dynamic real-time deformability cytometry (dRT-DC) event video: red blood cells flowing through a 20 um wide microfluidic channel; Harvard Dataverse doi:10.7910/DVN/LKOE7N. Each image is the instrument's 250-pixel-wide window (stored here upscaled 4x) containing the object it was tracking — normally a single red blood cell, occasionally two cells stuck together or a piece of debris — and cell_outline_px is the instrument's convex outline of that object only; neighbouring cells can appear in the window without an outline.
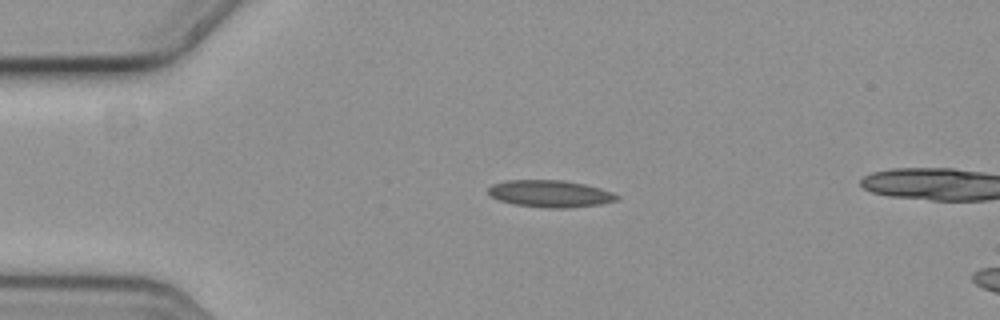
{"species": "common noctule bat (a hibernating species)", "species_latin": "Nyctalus noctula", "temperature_condition": "cold", "stored_images_in_passage": 6, "camera_frame_rate_fps": 3000, "um_per_image_px": 0.085, "animal": {"sex": "female", "body_mass_g": 19.3, "forearm_length_mm": 54.1}, "frame": {"image": 1, "passage_image": 1, "time_ms": 0.0, "image_size_px": [1000, 320], "cell_outline_px": [[620, 196], [616, 200], [600, 204], [568, 208], [544, 208], [512, 204], [500, 200], [492, 196], [488, 192], [488, 188], [492, 184], [504, 180], [564, 180], [584, 184], [612, 192]], "centroid_in_image_um": [46.74, 16.46], "position_along_channel_um": 38.3, "area_um2": 20.23}}